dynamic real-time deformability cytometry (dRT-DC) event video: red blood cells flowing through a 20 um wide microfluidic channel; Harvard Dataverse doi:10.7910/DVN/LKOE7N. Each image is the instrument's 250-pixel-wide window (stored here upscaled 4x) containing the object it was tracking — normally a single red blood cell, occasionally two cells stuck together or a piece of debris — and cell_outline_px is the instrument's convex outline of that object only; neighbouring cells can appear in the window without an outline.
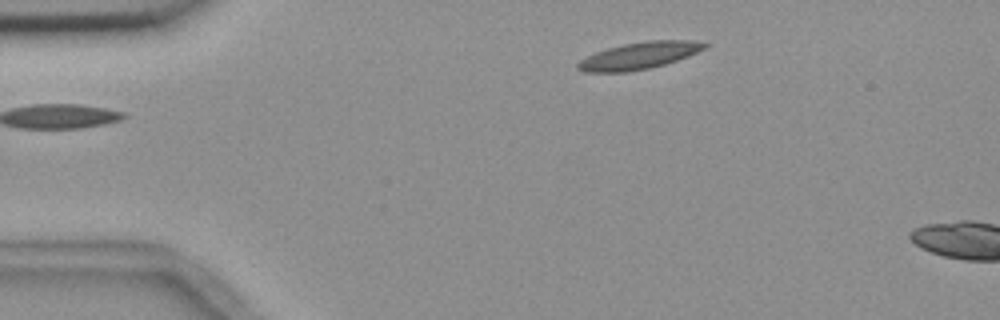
{"species": "common noctule bat (a hibernating species)", "species_latin": "Nyctalus noctula", "temperature_condition": "room temperature", "stored_images_in_passage": 3, "camera_frame_rate_fps": 3000, "um_per_image_px": 0.085, "animal": {"sex": "female", "body_mass_g": 18.4}, "frame": {"image": 1, "passage_image": 3, "time_ms": 2.333, "image_size_px": [1000, 320], "cell_outline_px": [[708, 48], [688, 56], [664, 64], [648, 68], [628, 72], [584, 72], [576, 68], [576, 64], [580, 60], [596, 52], [608, 48], [624, 44], [648, 40], [696, 40], [708, 44]], "centroid_in_image_um": [54.35, 4.72], "position_along_channel_um": 30.7, "area_um2": 19.88}}